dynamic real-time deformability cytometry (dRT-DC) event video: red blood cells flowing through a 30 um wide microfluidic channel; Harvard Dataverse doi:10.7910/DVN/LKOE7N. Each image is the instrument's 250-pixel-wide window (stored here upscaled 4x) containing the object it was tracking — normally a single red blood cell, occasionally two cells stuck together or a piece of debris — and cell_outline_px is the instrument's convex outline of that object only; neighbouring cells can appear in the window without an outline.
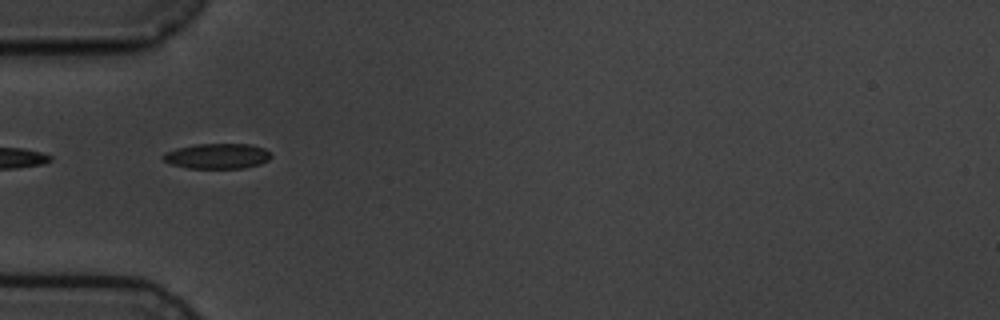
{"species": "common noctule bat (a hibernating species)", "species_latin": "Nyctalus noctula", "temperature_condition": "cold", "stored_images_in_passage": 9, "camera_frame_rate_fps": 3000, "um_per_image_px": 0.085, "animal": {"sex": "male", "body_mass_g": 19.5, "forearm_length_mm": 54.6}, "frame": {"image": 1, "passage_image": 3, "time_ms": 2.333, "image_size_px": [1000, 320], "cell_outline_px": [[272, 156], [268, 160], [260, 164], [244, 168], [188, 168], [172, 164], [164, 160], [160, 156], [164, 152], [176, 148], [196, 144], [252, 144], [264, 148]], "centroid_in_image_um": [18.45, 13.26], "position_along_channel_um": 66.5, "area_um2": 15.95}}
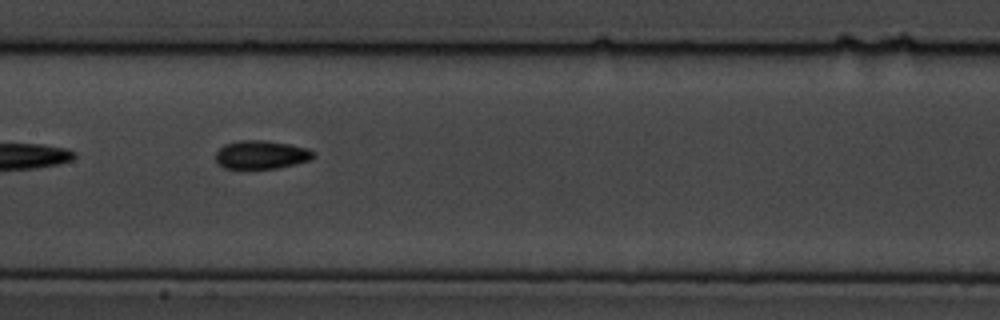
{"frame": {"image": 2, "passage_image": 6, "time_ms": 5.667, "image_size_px": [1000, 320], "cell_outline_px": [[316, 156], [308, 160], [296, 164], [276, 168], [224, 168], [216, 164], [216, 152], [224, 144], [236, 140], [264, 140], [288, 144], [308, 148], [316, 152]], "centroid_in_image_um": [22.2, 13.14], "position_along_channel_um": 185.2, "area_um2": 16.3}}
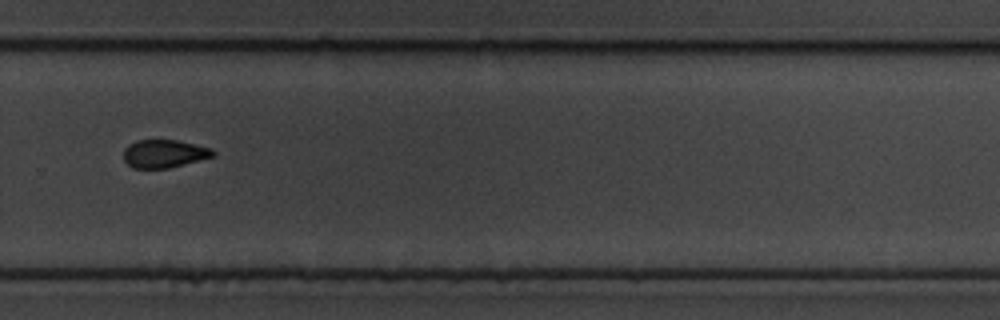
{"frame": {"image": 3, "passage_image": 9, "time_ms": 9.333, "image_size_px": [1000, 320], "cell_outline_px": [[216, 152], [212, 156], [168, 168], [132, 168], [124, 160], [124, 148], [128, 144], [136, 140], [176, 140], [212, 148]], "centroid_in_image_um": [13.91, 13.05], "position_along_channel_um": 315.9, "area_um2": 14.45}}